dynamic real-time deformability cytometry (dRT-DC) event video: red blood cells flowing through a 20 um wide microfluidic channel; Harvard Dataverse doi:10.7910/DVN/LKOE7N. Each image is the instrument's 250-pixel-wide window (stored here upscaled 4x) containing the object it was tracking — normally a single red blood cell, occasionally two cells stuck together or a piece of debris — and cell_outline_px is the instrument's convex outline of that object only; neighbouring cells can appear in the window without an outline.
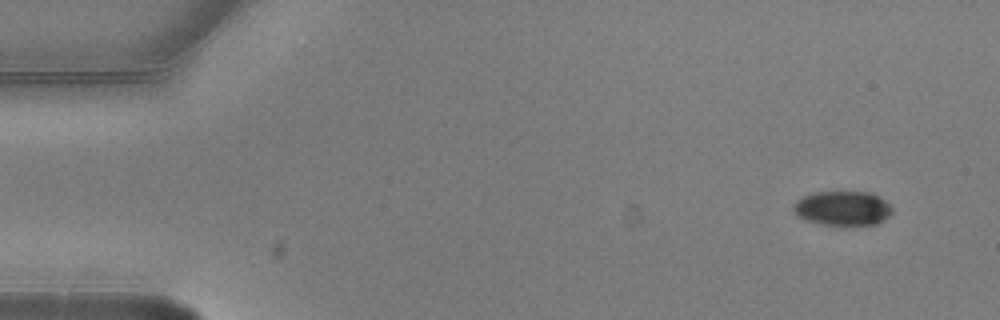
{"species": "common noctule bat (a hibernating species)", "species_latin": "Nyctalus noctula", "temperature_condition": "warm", "stored_images_in_passage": 6, "camera_frame_rate_fps": 3000, "um_per_image_px": 0.085, "animal": {"sex": "male", "body_mass_g": 20.5, "forearm_length_mm": 52.5}, "frame": {"image": 1, "passage_image": 1, "time_ms": 0.0, "image_size_px": [1000, 320], "cell_outline_px": [[892, 212], [888, 216], [876, 224], [856, 228], [820, 224], [796, 216], [792, 208], [792, 204], [800, 196], [812, 192], [872, 192], [880, 196], [892, 208]], "centroid_in_image_um": [71.6, 17.73], "position_along_channel_um": 13.4, "area_um2": 20.63}}
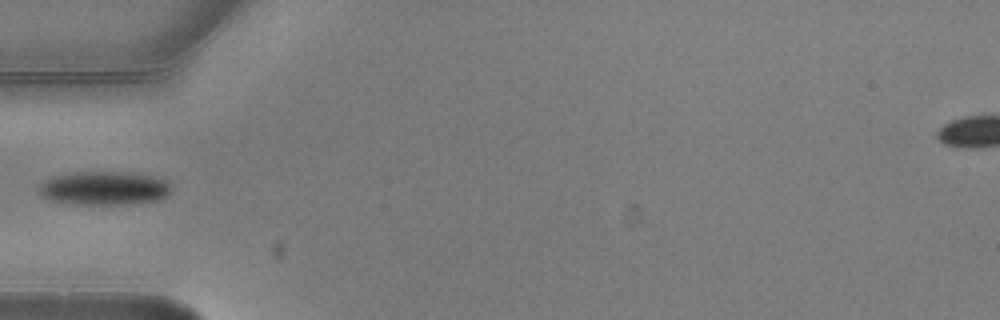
{"frame": {"image": 2, "passage_image": 5, "time_ms": 1.333, "image_size_px": [1000, 320], "cell_outline_px": [[168, 196], [156, 200], [124, 204], [72, 204], [52, 200], [44, 196], [40, 192], [40, 184], [44, 180], [52, 176], [72, 172], [124, 172], [152, 176], [164, 180], [168, 184]], "centroid_in_image_um": [8.81, 15.99], "position_along_channel_um": 76.2, "area_um2": 25.55}}
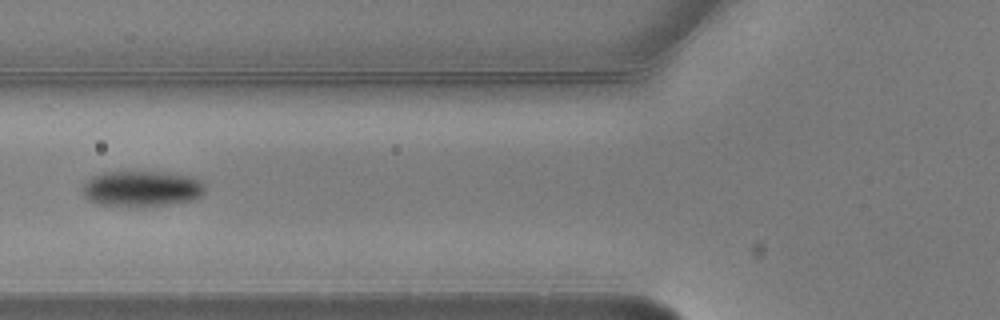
{"frame": {"image": 3, "passage_image": 6, "time_ms": 1.667, "image_size_px": [1000, 320], "cell_outline_px": [[204, 192], [200, 196], [192, 200], [136, 208], [96, 204], [88, 200], [84, 196], [80, 188], [92, 176], [104, 172], [156, 172], [192, 176], [204, 184]], "centroid_in_image_um": [11.98, 16.06], "position_along_channel_um": 113.8, "area_um2": 25.72}}